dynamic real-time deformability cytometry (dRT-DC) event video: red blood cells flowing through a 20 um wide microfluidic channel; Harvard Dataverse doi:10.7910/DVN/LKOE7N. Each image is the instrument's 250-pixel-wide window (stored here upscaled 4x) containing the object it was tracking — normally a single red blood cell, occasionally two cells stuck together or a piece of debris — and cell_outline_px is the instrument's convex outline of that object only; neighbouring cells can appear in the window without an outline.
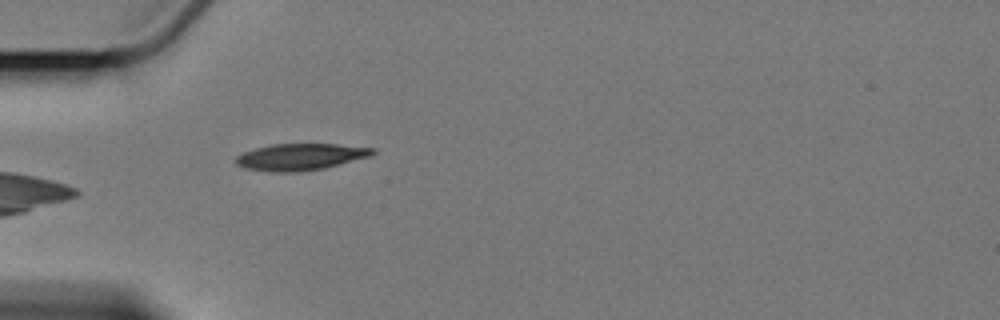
{"species": "Egyptian fruit bat (a non-hibernating species)", "species_latin": "Rousettus aegyptiacus", "temperature_condition": "cold", "stored_images_in_passage": 5, "camera_frame_rate_fps": 3000, "um_per_image_px": 0.085, "animal": {"sex": "female"}, "frame": {"image": 1, "passage_image": 5, "time_ms": 4.667, "image_size_px": [1000, 320], "cell_outline_px": [[376, 152], [372, 156], [324, 168], [300, 172], [268, 172], [244, 168], [236, 164], [232, 160], [236, 156], [244, 152], [256, 148], [272, 144], [336, 144], [376, 148]], "centroid_in_image_um": [25.53, 13.34], "position_along_channel_um": 59.5, "area_um2": 21.5}}